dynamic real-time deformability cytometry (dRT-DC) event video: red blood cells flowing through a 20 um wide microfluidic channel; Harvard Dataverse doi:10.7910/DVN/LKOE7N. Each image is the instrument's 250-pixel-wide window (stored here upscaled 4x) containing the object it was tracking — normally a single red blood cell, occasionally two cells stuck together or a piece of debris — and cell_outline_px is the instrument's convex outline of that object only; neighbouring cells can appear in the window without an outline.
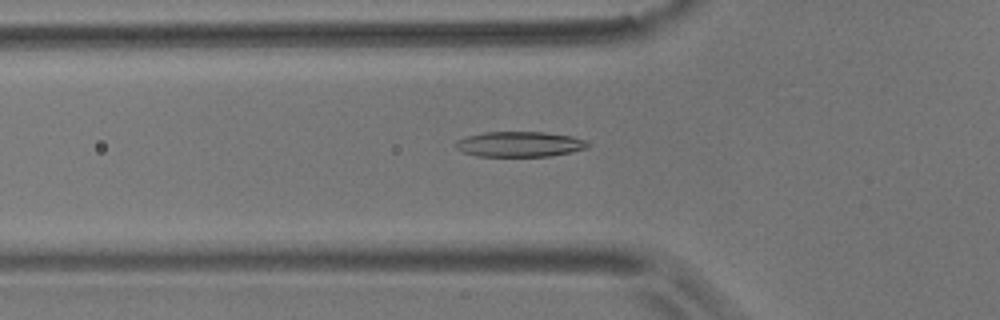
{"species": "common noctule bat (a hibernating species)", "species_latin": "Nyctalus noctula", "temperature_condition": "room temperature", "stored_images_in_passage": 46, "camera_frame_rate_fps": 3000, "um_per_image_px": 0.085, "animal": {"sex": "male", "body_mass_g": 17.9}, "frame": {"image": 1, "passage_image": 9, "time_ms": 2.667, "image_size_px": [1000, 320], "cell_outline_px": [[592, 144], [588, 148], [572, 152], [548, 156], [476, 156], [464, 152], [456, 148], [456, 140], [468, 136], [484, 132], [544, 132], [572, 136], [588, 140]], "centroid_in_image_um": [44.24, 12.25], "position_along_channel_um": 81.6, "area_um2": 19.59}}
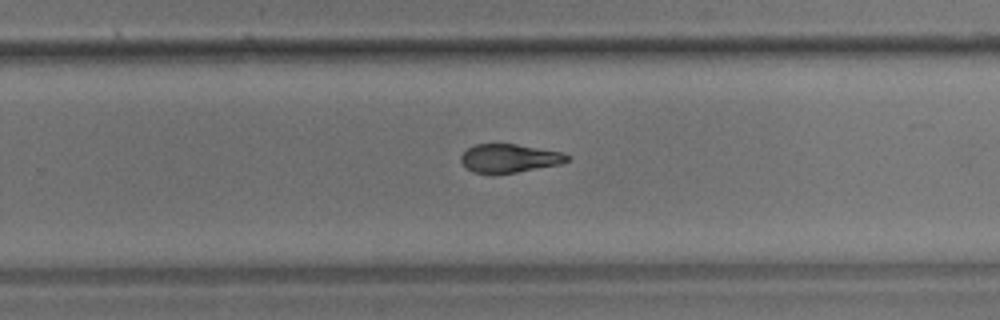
{"frame": {"image": 2, "passage_image": 26, "time_ms": 8.333, "image_size_px": [1000, 320], "cell_outline_px": [[568, 160], [560, 164], [516, 172], [492, 176], [472, 172], [460, 160], [460, 156], [468, 148], [476, 144], [516, 144], [560, 152], [568, 156]], "centroid_in_image_um": [43.23, 13.48], "position_along_channel_um": 286.6, "area_um2": 17.69}}
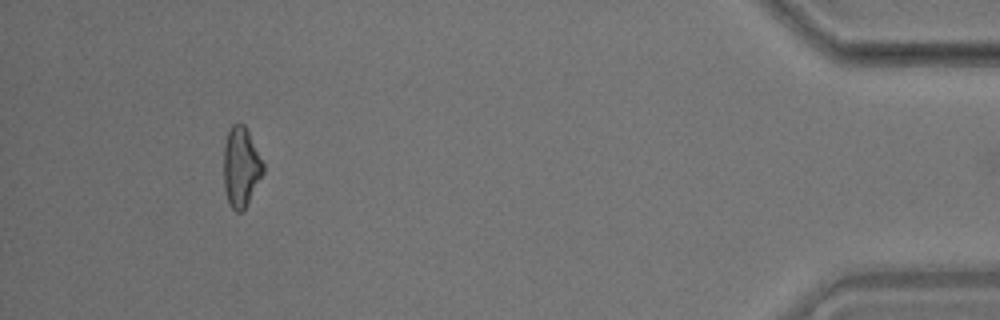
{"frame": {"image": 3, "passage_image": 42, "time_ms": 13.667, "image_size_px": [1000, 320], "cell_outline_px": [[264, 172], [244, 212], [236, 212], [228, 204], [224, 188], [224, 144], [228, 132], [232, 124], [240, 120], [244, 124], [264, 160]], "centroid_in_image_um": [20.5, 14.19], "position_along_channel_um": 414.7, "area_um2": 18.9}, "authors_computed_cell_mechanics": {"area_um2": 18.8139, "velocity_mm_per_s": 3.6088, "shape_relaxation_time_tau1_ms": 6.7324, "shape_relaxation_time_tau2_ms": 3.7991, "deformation_change_tau1": 0.1887, "deformation_change_tau2": 0.1114}}